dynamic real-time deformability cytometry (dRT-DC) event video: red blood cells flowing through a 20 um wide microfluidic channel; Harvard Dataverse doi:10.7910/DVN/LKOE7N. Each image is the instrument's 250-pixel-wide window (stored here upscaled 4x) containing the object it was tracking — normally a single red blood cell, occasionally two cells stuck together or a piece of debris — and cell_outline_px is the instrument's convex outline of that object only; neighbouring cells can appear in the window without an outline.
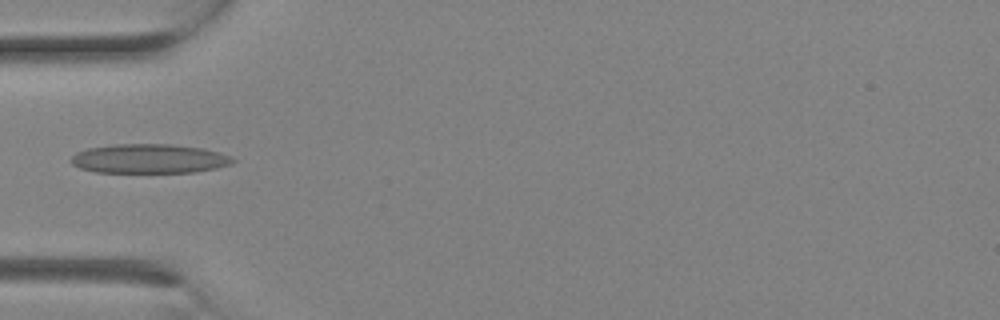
{"species": "Egyptian fruit bat (a non-hibernating species)", "species_latin": "Rousettus aegyptiacus", "temperature_condition": "room temperature", "stored_images_in_passage": 5, "camera_frame_rate_fps": 3000, "um_per_image_px": 0.085, "animal": {"sex": "female"}, "frame": {"image": 1, "passage_image": 4, "time_ms": 1.0, "image_size_px": [1000, 320], "cell_outline_px": [[236, 160], [232, 164], [216, 168], [196, 172], [96, 172], [80, 168], [72, 164], [68, 160], [76, 152], [88, 148], [112, 144], [172, 144], [204, 148], [220, 152], [232, 156]], "centroid_in_image_um": [12.7, 13.48], "position_along_channel_um": 72.3, "area_um2": 27.86}}